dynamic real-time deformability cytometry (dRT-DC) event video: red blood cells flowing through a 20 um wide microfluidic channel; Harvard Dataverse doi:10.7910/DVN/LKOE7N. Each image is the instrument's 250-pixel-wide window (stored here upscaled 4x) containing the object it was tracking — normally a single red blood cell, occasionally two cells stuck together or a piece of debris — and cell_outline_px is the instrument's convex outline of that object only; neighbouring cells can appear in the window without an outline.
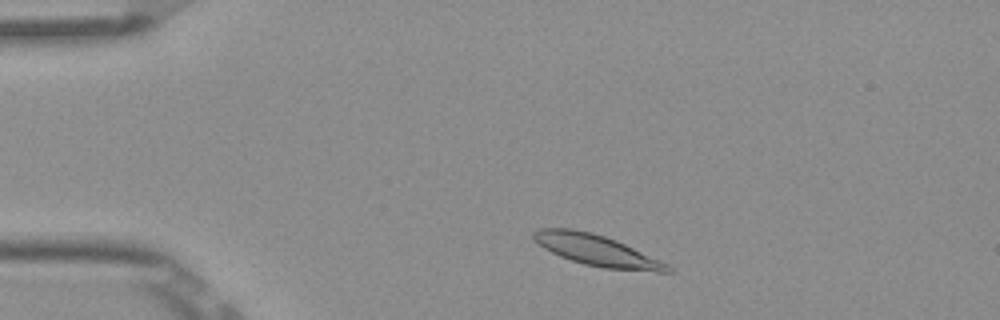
{"species": "Egyptian fruit bat (a non-hibernating species)", "species_latin": "Rousettus aegyptiacus", "temperature_condition": "room temperature", "stored_images_in_passage": 45, "camera_frame_rate_fps": 3000, "um_per_image_px": 0.085, "frame": {"image": 1, "passage_image": 3, "time_ms": 0.667, "image_size_px": [1000, 320], "cell_outline_px": [[676, 272], [656, 272], [604, 268], [584, 264], [560, 256], [544, 248], [532, 240], [532, 232], [536, 228], [572, 228], [592, 232], [616, 240], [660, 260], [668, 264]], "centroid_in_image_um": [50.71, 21.27], "position_along_channel_um": 34.3, "area_um2": 24.33}}
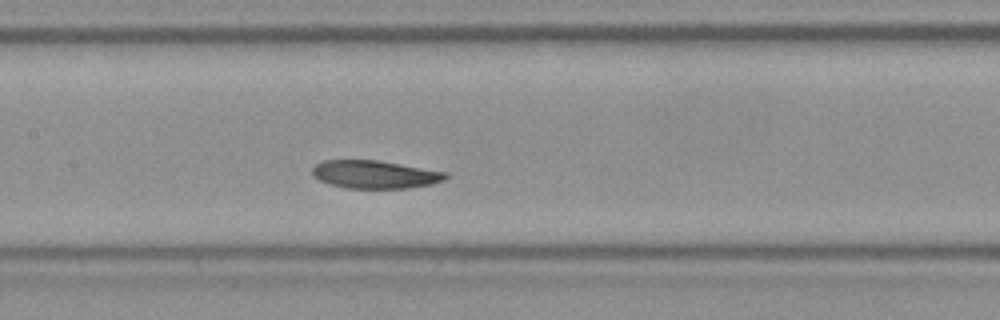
{"frame": {"image": 2, "passage_image": 18, "time_ms": 5.667, "image_size_px": [1000, 320], "cell_outline_px": [[448, 176], [444, 180], [432, 184], [408, 188], [344, 188], [328, 184], [312, 176], [312, 168], [316, 164], [324, 160], [376, 160], [448, 172]], "centroid_in_image_um": [31.85, 14.83], "position_along_channel_um": 175.6, "area_um2": 21.79}}
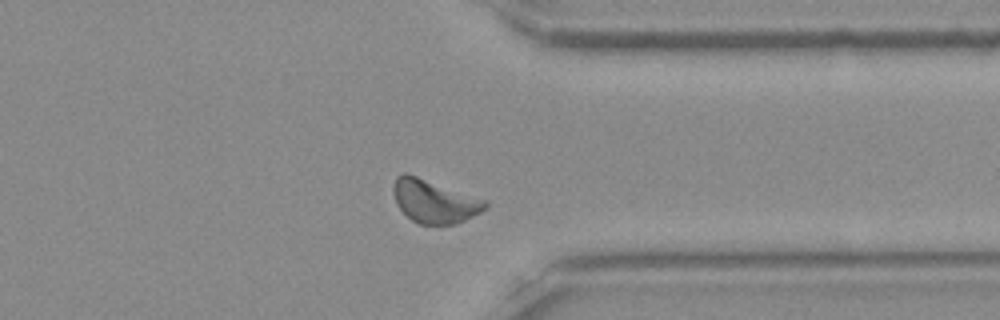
{"frame": {"image": 3, "passage_image": 34, "time_ms": 11.0, "image_size_px": [1000, 320], "cell_outline_px": [[488, 208], [456, 224], [420, 224], [412, 220], [396, 204], [392, 192], [392, 188], [396, 176], [404, 172], [408, 172], [488, 200]], "centroid_in_image_um": [36.92, 17.07], "position_along_channel_um": 374.5, "area_um2": 23.47}, "authors_computed_cell_mechanics": {"area_um2": 22.542, "velocity_mm_per_s": 3.7827, "shape_relaxation_time_tau1_ms": 2.7422, "shape_relaxation_time_tau2_ms": null, "deformation_change_tau1": 0.1244, "deformation_change_tau2": null}}